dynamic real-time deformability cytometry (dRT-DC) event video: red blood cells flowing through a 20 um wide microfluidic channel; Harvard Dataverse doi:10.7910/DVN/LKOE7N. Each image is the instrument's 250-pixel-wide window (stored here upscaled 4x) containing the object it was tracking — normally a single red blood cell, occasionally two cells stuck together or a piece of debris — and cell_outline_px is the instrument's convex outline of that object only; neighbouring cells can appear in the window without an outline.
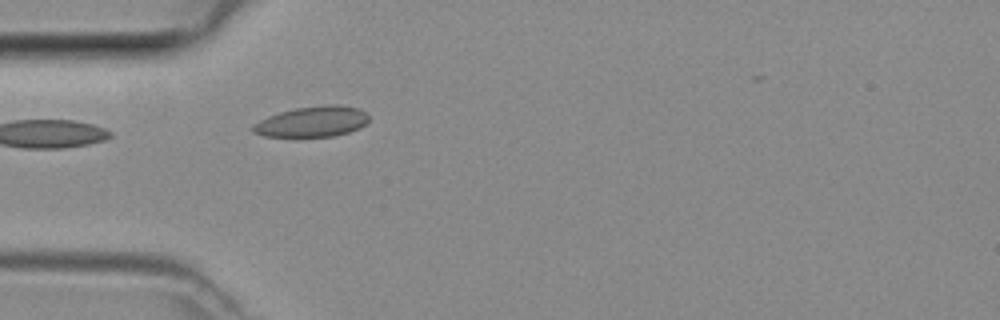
{"species": "common noctule bat (a hibernating species)", "species_latin": "Nyctalus noctula", "temperature_condition": "room temperature", "stored_images_in_passage": 4, "camera_frame_rate_fps": 3000, "um_per_image_px": 0.085, "animal": {"sex": "female", "body_mass_g": 29.2, "forearm_length_mm": 56.3}, "frame": {"image": 1, "passage_image": 4, "time_ms": 1.0, "image_size_px": [1000, 320], "cell_outline_px": [[368, 120], [360, 128], [348, 132], [332, 136], [264, 136], [252, 132], [252, 124], [268, 116], [280, 112], [296, 108], [328, 104], [340, 104], [360, 108], [368, 112]], "centroid_in_image_um": [26.56, 10.32], "position_along_channel_um": 58.4, "area_um2": 20.69}}